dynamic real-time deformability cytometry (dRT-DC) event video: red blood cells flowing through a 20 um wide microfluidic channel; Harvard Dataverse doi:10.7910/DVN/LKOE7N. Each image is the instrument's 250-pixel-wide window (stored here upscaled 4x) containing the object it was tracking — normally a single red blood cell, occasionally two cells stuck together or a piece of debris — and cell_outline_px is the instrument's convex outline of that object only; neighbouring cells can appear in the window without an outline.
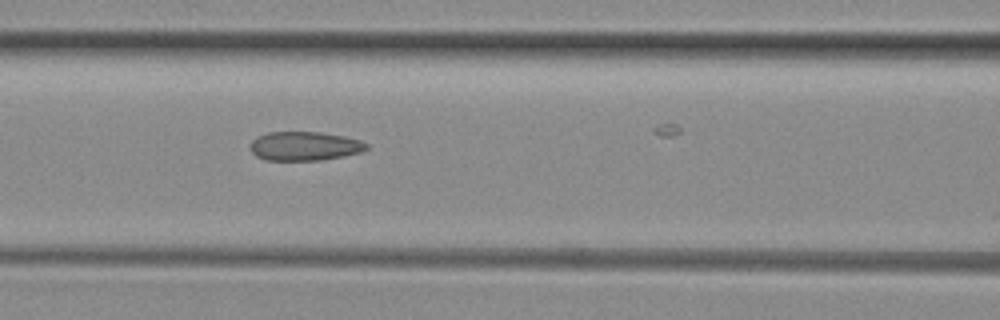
{"species": "common noctule bat (a hibernating species)", "species_latin": "Nyctalus noctula", "temperature_condition": "room temperature", "stored_images_in_passage": 25, "camera_frame_rate_fps": 3000, "um_per_image_px": 0.085, "animal": {"sex": "female", "body_mass_g": 29.2, "forearm_length_mm": 56.3}, "frame": {"image": 1, "passage_image": 21, "time_ms": 6.667, "image_size_px": [1000, 320], "cell_outline_px": [[368, 148], [360, 152], [344, 156], [320, 160], [264, 160], [256, 156], [252, 152], [252, 140], [256, 136], [268, 132], [320, 132], [344, 136], [360, 140], [368, 144]], "centroid_in_image_um": [25.89, 12.41], "position_along_channel_um": 140.7, "area_um2": 19.59}}
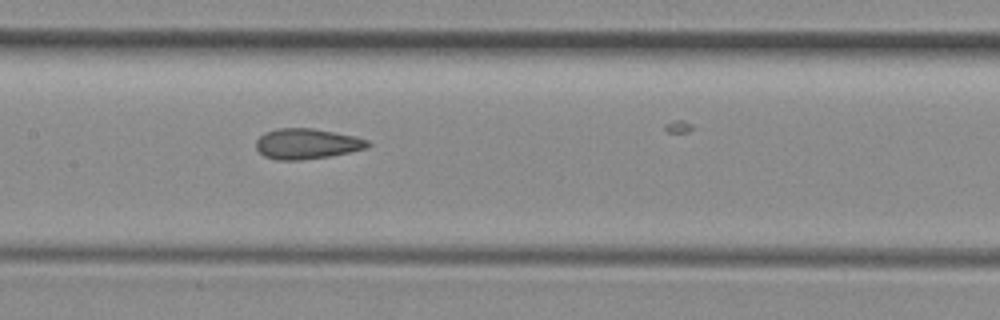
{"frame": {"image": 2, "passage_image": 24, "time_ms": 7.667, "image_size_px": [1000, 320], "cell_outline_px": [[372, 144], [368, 148], [328, 156], [300, 160], [276, 160], [264, 156], [256, 148], [256, 140], [264, 132], [276, 128], [312, 128], [356, 136], [368, 140]], "centroid_in_image_um": [26.08, 12.21], "position_along_channel_um": 181.3, "area_um2": 19.88}}